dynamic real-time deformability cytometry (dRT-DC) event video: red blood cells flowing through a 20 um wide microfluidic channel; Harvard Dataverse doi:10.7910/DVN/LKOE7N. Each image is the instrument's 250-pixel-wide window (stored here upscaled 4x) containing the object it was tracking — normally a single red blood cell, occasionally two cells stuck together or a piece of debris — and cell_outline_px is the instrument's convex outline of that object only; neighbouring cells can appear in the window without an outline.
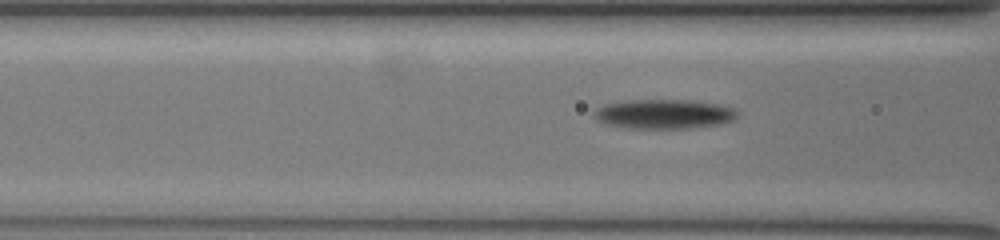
{"species": "common noctule bat (a hibernating species)", "species_latin": "Nyctalus noctula", "temperature_condition": "warm", "stored_images_in_passage": 15, "camera_frame_rate_fps": 3000, "um_per_image_px": 0.085, "animal": {"sex": "female", "body_mass_g": 19.5, "forearm_length_mm": 54.1}, "frame": {"image": 1, "passage_image": 9, "time_ms": 2.667, "image_size_px": [1000, 240], "cell_outline_px": [[736, 116], [732, 120], [720, 124], [692, 128], [628, 128], [604, 124], [596, 120], [592, 112], [596, 108], [604, 104], [620, 100], [688, 100], [716, 104], [732, 108], [736, 112]], "centroid_in_image_um": [56.33, 9.69], "position_along_channel_um": 110.3, "area_um2": 24.62}}
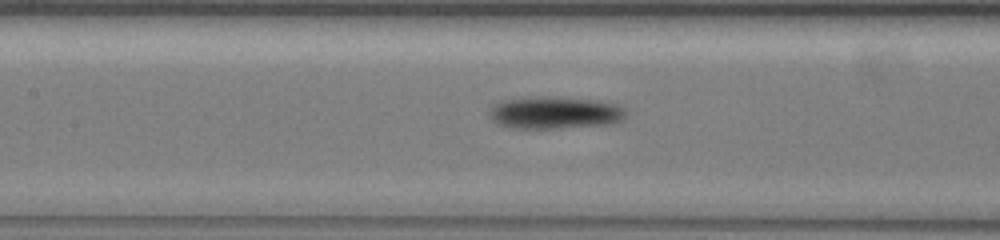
{"frame": {"image": 2, "passage_image": 13, "time_ms": 4.0, "image_size_px": [1000, 240], "cell_outline_px": [[624, 116], [620, 120], [612, 124], [556, 128], [512, 128], [496, 124], [492, 120], [492, 108], [496, 104], [504, 100], [540, 96], [548, 96], [592, 100], [616, 104], [624, 112]], "centroid_in_image_um": [47.13, 9.59], "position_along_channel_um": 160.3, "area_um2": 25.14}}